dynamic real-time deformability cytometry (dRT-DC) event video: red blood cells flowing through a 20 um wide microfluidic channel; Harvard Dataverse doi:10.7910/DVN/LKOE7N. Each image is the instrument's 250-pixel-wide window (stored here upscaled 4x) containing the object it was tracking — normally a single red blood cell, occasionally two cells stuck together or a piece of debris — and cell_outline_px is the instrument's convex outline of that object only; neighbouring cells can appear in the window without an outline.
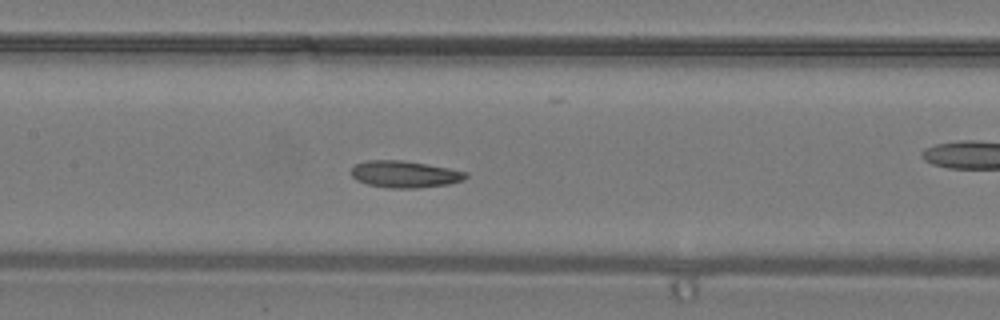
{"species": "common noctule bat (a hibernating species)", "species_latin": "Nyctalus noctula", "temperature_condition": "warm", "stored_images_in_passage": 37, "camera_frame_rate_fps": 3000, "um_per_image_px": 0.085, "animal": {"sex": "male", "body_mass_g": 19.2, "forearm_length_mm": 51.8}, "frame": {"image": 1, "passage_image": 16, "time_ms": 5.0, "image_size_px": [1000, 320], "cell_outline_px": [[468, 176], [464, 180], [448, 184], [416, 188], [388, 188], [368, 184], [356, 180], [352, 176], [352, 168], [356, 164], [368, 160], [404, 160], [448, 168], [468, 172]], "centroid_in_image_um": [34.42, 14.81], "position_along_channel_um": 173.0, "area_um2": 17.86}}
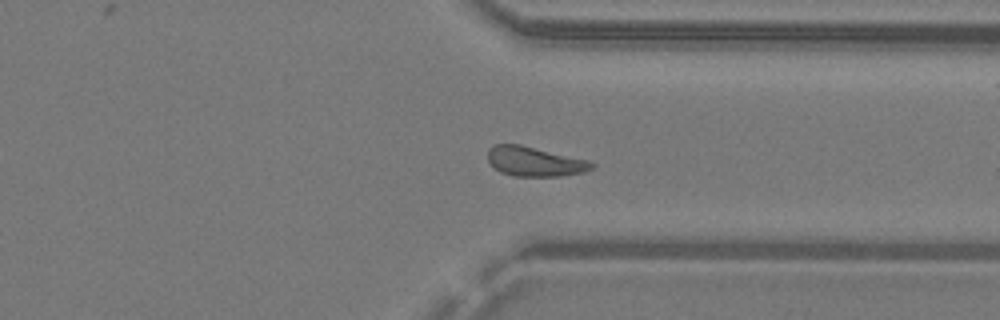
{"frame": {"image": 2, "passage_image": 27, "time_ms": 8.667, "image_size_px": [1000, 320], "cell_outline_px": [[596, 164], [592, 168], [584, 172], [560, 176], [512, 176], [500, 172], [488, 160], [488, 148], [492, 144], [520, 144], [592, 160]], "centroid_in_image_um": [45.48, 13.71], "position_along_channel_um": 365.9, "area_um2": 18.21}}